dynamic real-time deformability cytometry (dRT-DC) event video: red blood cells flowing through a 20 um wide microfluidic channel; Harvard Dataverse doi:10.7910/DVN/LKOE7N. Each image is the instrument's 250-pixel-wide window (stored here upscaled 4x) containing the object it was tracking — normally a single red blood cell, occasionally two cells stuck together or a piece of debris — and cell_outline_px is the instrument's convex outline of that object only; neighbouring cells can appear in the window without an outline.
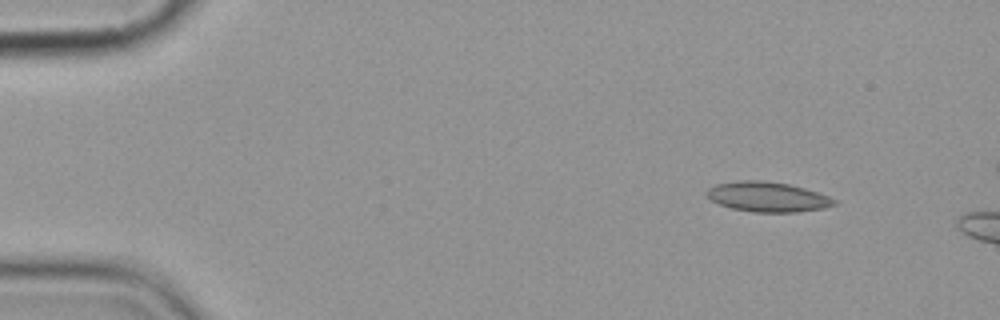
{"species": "common noctule bat (a hibernating species)", "species_latin": "Nyctalus noctula", "temperature_condition": "cold", "stored_images_in_passage": 4, "camera_frame_rate_fps": 3000, "um_per_image_px": 0.085, "animal": {"sex": "female", "body_mass_g": 19.9}, "frame": {"image": 1, "passage_image": 1, "time_ms": 0.0, "image_size_px": [1000, 320], "cell_outline_px": [[836, 204], [824, 208], [796, 212], [752, 212], [732, 208], [720, 204], [712, 200], [704, 192], [708, 188], [716, 184], [740, 180], [760, 180], [788, 184], [804, 188], [828, 196], [836, 200]], "centroid_in_image_um": [65.22, 16.73], "position_along_channel_um": 19.8, "area_um2": 22.08}}